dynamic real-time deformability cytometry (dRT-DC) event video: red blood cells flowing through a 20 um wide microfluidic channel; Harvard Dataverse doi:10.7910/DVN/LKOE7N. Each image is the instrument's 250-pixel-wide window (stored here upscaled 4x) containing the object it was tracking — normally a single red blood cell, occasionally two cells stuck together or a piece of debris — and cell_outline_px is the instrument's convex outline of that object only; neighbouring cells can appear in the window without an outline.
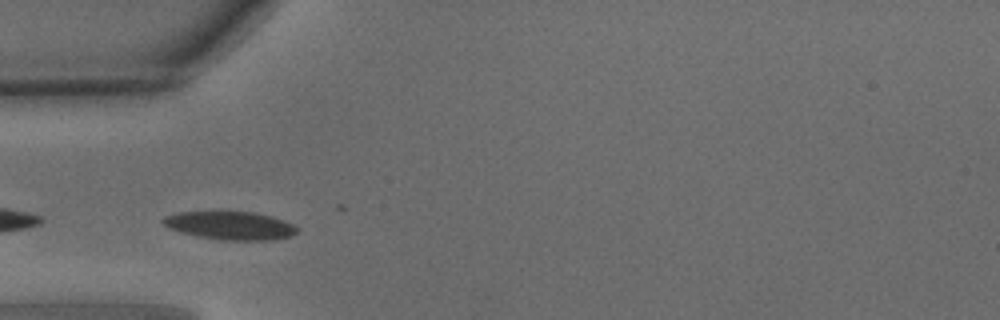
{"species": "common noctule bat (a hibernating species)", "species_latin": "Nyctalus noctula", "temperature_condition": "warm", "stored_images_in_passage": 22, "camera_frame_rate_fps": 3000, "um_per_image_px": 0.085, "animal": {"sex": "male", "body_mass_g": 15.6}, "frame": {"image": 1, "passage_image": 8, "time_ms": 2.333, "image_size_px": [1000, 320], "cell_outline_px": [[300, 228], [292, 236], [276, 240], [220, 240], [196, 236], [180, 232], [168, 228], [160, 220], [164, 216], [176, 212], [216, 208], [224, 208], [256, 212], [272, 216], [284, 220]], "centroid_in_image_um": [19.52, 19.11], "position_along_channel_um": 65.5, "area_um2": 23.58}}
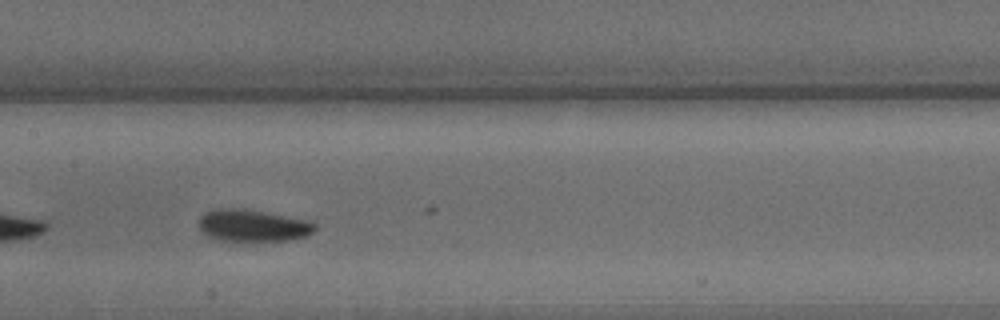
{"frame": {"image": 2, "passage_image": 17, "time_ms": 5.333, "image_size_px": [1000, 320], "cell_outline_px": [[316, 228], [312, 232], [304, 236], [284, 240], [220, 240], [208, 236], [200, 228], [200, 216], [204, 212], [216, 208], [244, 208], [308, 220], [316, 224]], "centroid_in_image_um": [21.46, 19.14], "position_along_channel_um": 185.9, "area_um2": 21.33}}
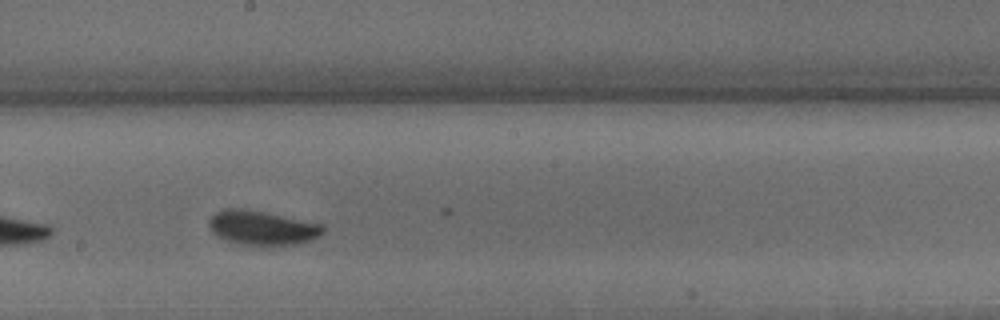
{"frame": {"image": 3, "passage_image": 20, "time_ms": 6.333, "image_size_px": [1000, 320], "cell_outline_px": [[324, 232], [320, 236], [312, 240], [296, 244], [244, 244], [228, 240], [216, 236], [208, 228], [208, 220], [216, 212], [224, 208], [240, 208], [324, 224]], "centroid_in_image_um": [22.27, 19.35], "position_along_channel_um": 225.9, "area_um2": 22.43}}